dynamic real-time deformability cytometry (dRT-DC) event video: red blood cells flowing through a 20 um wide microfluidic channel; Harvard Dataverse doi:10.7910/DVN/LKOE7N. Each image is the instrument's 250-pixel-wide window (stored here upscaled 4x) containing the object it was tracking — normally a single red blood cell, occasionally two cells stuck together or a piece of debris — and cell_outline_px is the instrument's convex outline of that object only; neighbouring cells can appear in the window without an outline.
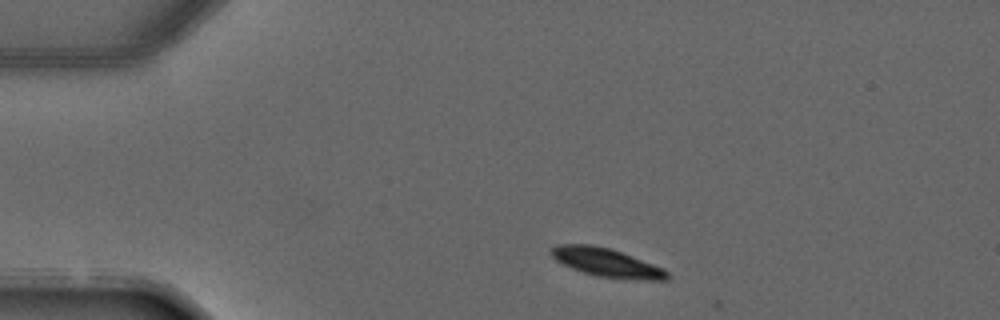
{"species": "common noctule bat (a hibernating species)", "species_latin": "Nyctalus noctula", "temperature_condition": "warm", "stored_images_in_passage": 3, "camera_frame_rate_fps": 3000, "um_per_image_px": 0.085, "animal": {"sex": "male", "forearm_length_mm": 52.5}, "frame": {"image": 1, "passage_image": 3, "time_ms": 2.333, "image_size_px": [1000, 320], "cell_outline_px": [[668, 280], [644, 280], [596, 276], [580, 272], [556, 260], [548, 252], [548, 248], [560, 244], [592, 244], [612, 248], [664, 268], [668, 272]], "centroid_in_image_um": [51.54, 22.3], "position_along_channel_um": 33.5, "area_um2": 19.54}}